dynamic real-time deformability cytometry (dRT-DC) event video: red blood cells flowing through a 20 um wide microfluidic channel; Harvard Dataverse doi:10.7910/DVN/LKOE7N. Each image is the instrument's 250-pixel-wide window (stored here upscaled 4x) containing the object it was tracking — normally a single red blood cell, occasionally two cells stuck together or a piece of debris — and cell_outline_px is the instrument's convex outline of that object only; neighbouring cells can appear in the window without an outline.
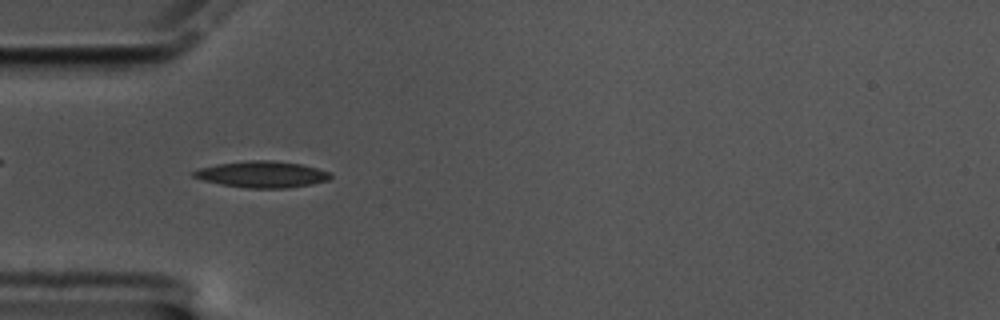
{"species": "common noctule bat (a hibernating species)", "species_latin": "Nyctalus noctula", "temperature_condition": "cold", "stored_images_in_passage": 59, "camera_frame_rate_fps": 3000, "um_per_image_px": 0.085, "animal": {"sex": "male", "body_mass_g": 17.5, "forearm_length_mm": 52.3}, "frame": {"image": 1, "passage_image": 18, "time_ms": 5.667, "image_size_px": [1000, 320], "cell_outline_px": [[332, 176], [328, 180], [312, 184], [288, 188], [244, 188], [220, 184], [204, 180], [192, 176], [192, 172], [200, 168], [216, 164], [252, 160], [272, 160], [300, 164], [316, 168], [328, 172]], "centroid_in_image_um": [22.26, 14.82], "position_along_channel_um": 62.7, "area_um2": 20.92}}
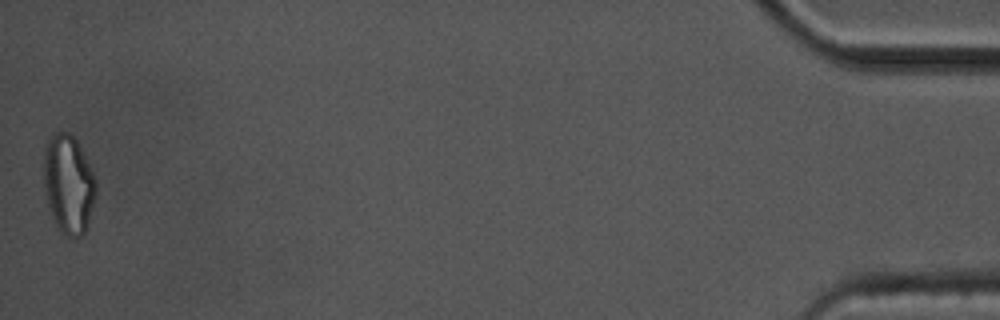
{"frame": {"image": 2, "passage_image": 59, "time_ms": 19.333, "image_size_px": [1000, 320], "cell_outline_px": [[96, 192], [84, 236], [64, 236], [56, 224], [52, 216], [44, 192], [44, 144], [56, 132], [68, 132], [76, 140], [96, 180]], "centroid_in_image_um": [5.8, 15.66], "position_along_channel_um": 429.4, "area_um2": 29.71}, "authors_computed_cell_mechanics": {"area_um2": 19.1896, "velocity_mm_per_s": 3.3831, "shape_relaxation_time_tau1_ms": 7.8176, "shape_relaxation_time_tau2_ms": 5.0917, "deformation_change_tau1": 0.1852, "deformation_change_tau2": 0.1372}}